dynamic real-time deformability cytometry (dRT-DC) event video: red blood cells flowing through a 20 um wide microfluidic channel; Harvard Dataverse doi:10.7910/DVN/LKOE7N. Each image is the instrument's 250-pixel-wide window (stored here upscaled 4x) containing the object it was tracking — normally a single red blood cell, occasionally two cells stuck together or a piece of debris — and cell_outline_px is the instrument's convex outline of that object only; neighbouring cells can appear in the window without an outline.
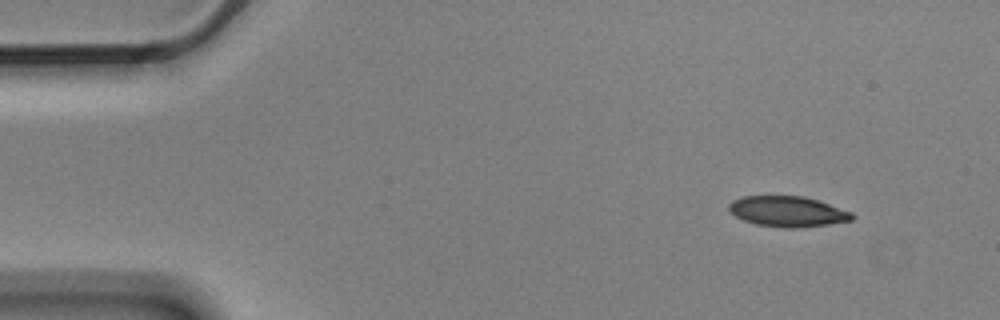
{"species": "Egyptian fruit bat (a non-hibernating species)", "species_latin": "Rousettus aegyptiacus", "temperature_condition": "cold", "stored_images_in_passage": 5, "camera_frame_rate_fps": 3000, "um_per_image_px": 0.085, "animal": {"sex": "male"}, "frame": {"image": 1, "passage_image": 1, "time_ms": 0.0, "image_size_px": [1000, 320], "cell_outline_px": [[856, 216], [852, 220], [828, 224], [796, 228], [784, 228], [756, 224], [744, 220], [736, 216], [728, 208], [728, 204], [732, 200], [744, 196], [804, 196], [852, 212]], "centroid_in_image_um": [66.95, 17.97], "position_along_channel_um": 18.1, "area_um2": 21.73}}
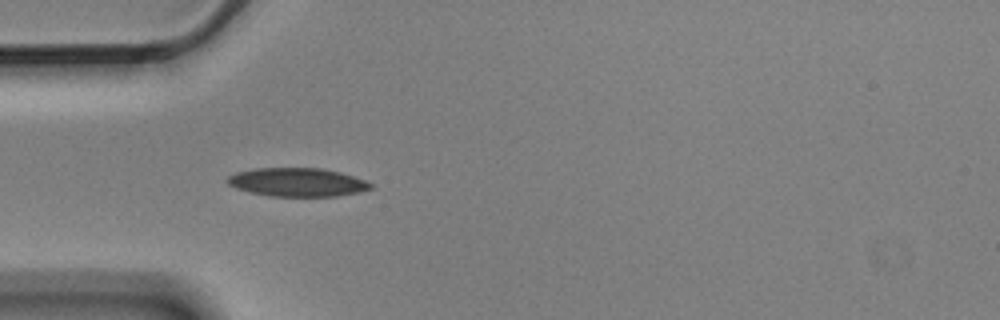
{"frame": {"image": 2, "passage_image": 4, "time_ms": 1.0, "image_size_px": [1000, 320], "cell_outline_px": [[376, 188], [360, 192], [336, 196], [268, 196], [236, 188], [228, 184], [224, 180], [228, 176], [236, 172], [256, 168], [320, 168], [340, 172], [364, 180], [372, 184]], "centroid_in_image_um": [25.27, 15.49], "position_along_channel_um": 59.7, "area_um2": 23.87}}
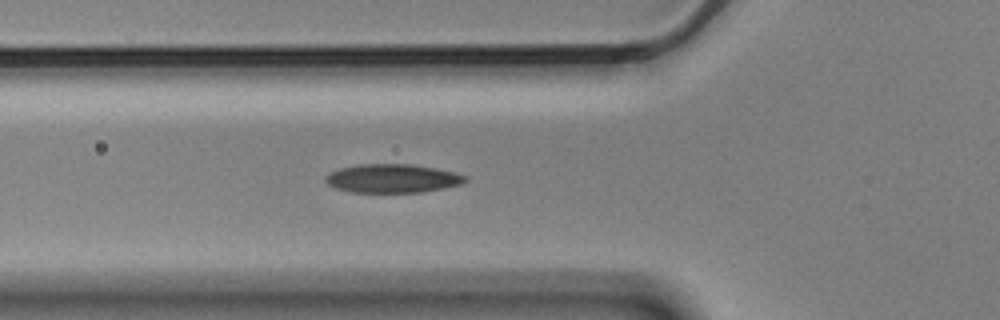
{"frame": {"image": 3, "passage_image": 5, "time_ms": 1.333, "image_size_px": [1000, 320], "cell_outline_px": [[468, 180], [460, 184], [444, 188], [420, 192], [352, 192], [336, 188], [328, 184], [324, 180], [332, 172], [340, 168], [360, 164], [412, 164], [436, 168], [468, 176]], "centroid_in_image_um": [33.39, 15.16], "position_along_channel_um": 92.4, "area_um2": 23.12}}